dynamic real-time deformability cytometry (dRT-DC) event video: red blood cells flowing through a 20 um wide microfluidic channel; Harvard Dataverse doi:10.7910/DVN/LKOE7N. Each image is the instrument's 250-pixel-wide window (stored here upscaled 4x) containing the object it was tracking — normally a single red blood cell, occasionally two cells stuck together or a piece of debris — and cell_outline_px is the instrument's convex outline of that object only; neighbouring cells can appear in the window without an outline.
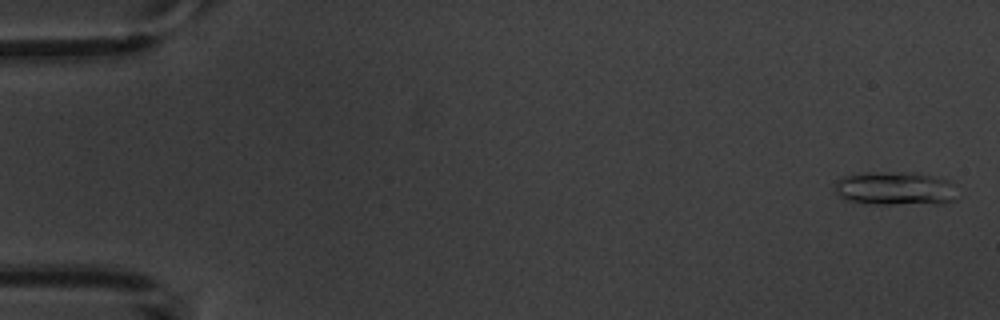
{"species": "common noctule bat (a hibernating species)", "species_latin": "Nyctalus noctula", "temperature_condition": "warm", "stored_images_in_passage": 6, "segment_of_instrument_passage": [1, 2], "camera_frame_rate_fps": 3000, "um_per_image_px": 0.085, "animal": {"sex": "male", "body_mass_g": 20.1, "forearm_length_mm": 53.5}, "frame": {"image": 1, "passage_image": 1, "time_ms": 0.0, "image_size_px": [1000, 320], "cell_outline_px": [[960, 184], [956, 200], [944, 204], [876, 204], [848, 200], [840, 196], [836, 192], [836, 180], [840, 176], [868, 172], [912, 172], [932, 176], [948, 180]], "centroid_in_image_um": [76.21, 16.02], "position_along_channel_um": 8.8, "area_um2": 24.68}}